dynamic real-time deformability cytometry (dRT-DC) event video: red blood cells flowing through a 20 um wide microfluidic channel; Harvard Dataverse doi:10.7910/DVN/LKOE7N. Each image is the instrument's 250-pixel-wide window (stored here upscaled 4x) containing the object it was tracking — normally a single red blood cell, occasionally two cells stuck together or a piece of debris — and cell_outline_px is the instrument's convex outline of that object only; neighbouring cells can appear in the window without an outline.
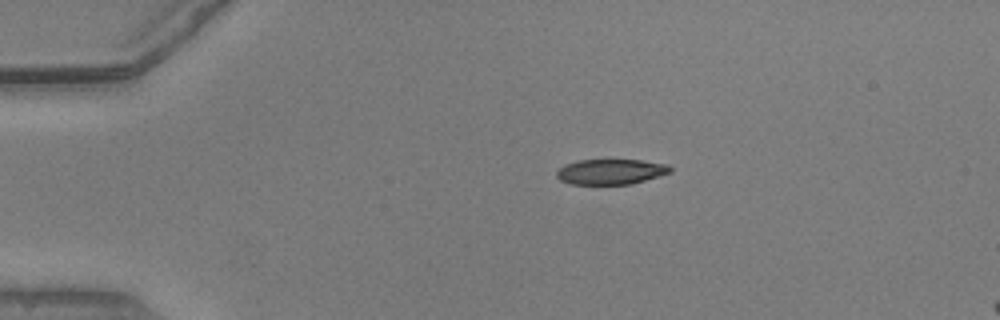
{"species": "common noctule bat (a hibernating species)", "species_latin": "Nyctalus noctula", "temperature_condition": "warm", "stored_images_in_passage": 43, "camera_frame_rate_fps": 3000, "um_per_image_px": 0.085, "animal": {"sex": "male", "body_mass_g": 20.5, "forearm_length_mm": 52.5}, "frame": {"image": 1, "passage_image": 1, "time_ms": 0.0, "image_size_px": [1000, 320], "cell_outline_px": [[672, 172], [632, 184], [568, 184], [560, 180], [556, 176], [556, 172], [564, 164], [576, 160], [640, 160], [664, 164], [672, 168]], "centroid_in_image_um": [51.88, 14.6], "position_along_channel_um": 33.1, "area_um2": 16.76}}
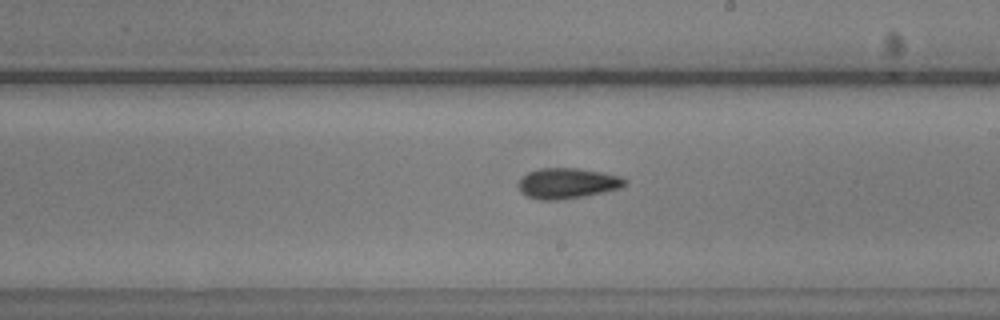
{"frame": {"image": 2, "passage_image": 21, "time_ms": 6.667, "image_size_px": [1000, 320], "cell_outline_px": [[628, 180], [620, 188], [584, 196], [560, 200], [540, 200], [528, 196], [520, 192], [516, 184], [528, 172], [540, 168], [580, 168], [620, 176]], "centroid_in_image_um": [48.19, 15.58], "position_along_channel_um": 240.8, "area_um2": 18.9}}
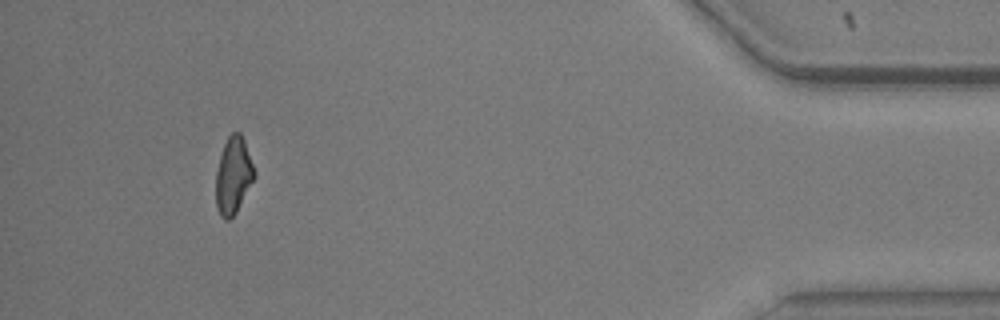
{"frame": {"image": 3, "passage_image": 39, "time_ms": 12.667, "image_size_px": [1000, 320], "cell_outline_px": [[256, 176], [236, 212], [228, 220], [224, 220], [220, 216], [216, 204], [216, 172], [220, 156], [224, 144], [228, 136], [232, 132], [240, 132], [244, 140], [256, 172]], "centroid_in_image_um": [19.84, 14.92], "position_along_channel_um": 415.4, "area_um2": 17.17}, "authors_computed_cell_mechanics": {"area_um2": 18.207, "velocity_mm_per_s": 3.9047, "shape_relaxation_time_tau1_ms": 4.0277, "shape_relaxation_time_tau2_ms": 3.9044, "deformation_change_tau1": 0.1256, "deformation_change_tau2": 0.1058}}